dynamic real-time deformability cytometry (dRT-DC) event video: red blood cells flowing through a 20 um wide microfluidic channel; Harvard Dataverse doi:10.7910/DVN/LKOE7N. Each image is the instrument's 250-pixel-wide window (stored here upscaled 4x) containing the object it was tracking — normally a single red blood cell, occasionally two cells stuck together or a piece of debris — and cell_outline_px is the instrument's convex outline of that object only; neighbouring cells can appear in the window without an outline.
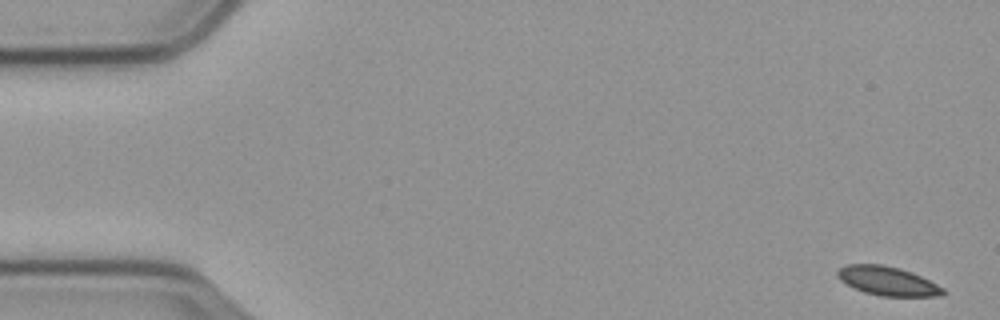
{"species": "common noctule bat (a hibernating species)", "species_latin": "Nyctalus noctula", "temperature_condition": "cold", "stored_images_in_passage": 58, "camera_frame_rate_fps": 3000, "um_per_image_px": 0.085, "animal": {"sex": "male", "body_mass_g": 23.1, "forearm_length_mm": 52.7}, "frame": {"image": 1, "passage_image": 1, "time_ms": 0.0, "image_size_px": [1000, 320], "cell_outline_px": [[948, 292], [944, 296], [880, 296], [864, 292], [840, 280], [836, 276], [836, 272], [840, 268], [848, 264], [880, 264], [900, 268], [912, 272], [944, 288]], "centroid_in_image_um": [75.47, 23.89], "position_along_channel_um": 9.5, "area_um2": 17.8}}
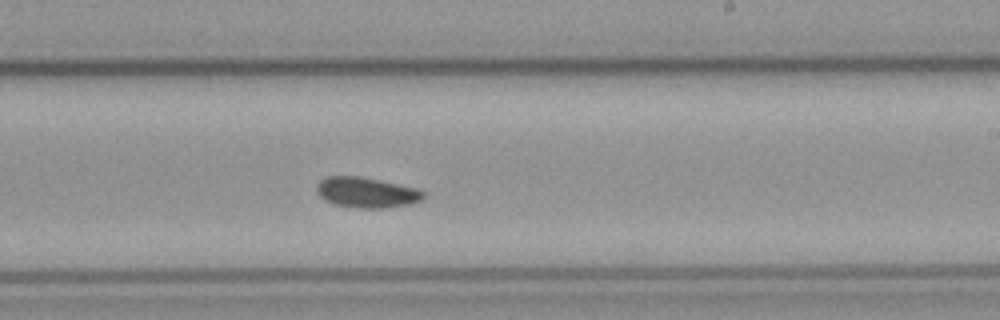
{"frame": {"image": 2, "passage_image": 34, "time_ms": 11.0, "image_size_px": [1000, 320], "cell_outline_px": [[424, 200], [412, 204], [384, 208], [356, 208], [336, 204], [324, 200], [316, 192], [316, 184], [320, 180], [328, 176], [360, 176], [380, 180], [416, 188], [424, 192]], "centroid_in_image_um": [31.16, 16.36], "position_along_channel_um": 257.8, "area_um2": 19.07}}
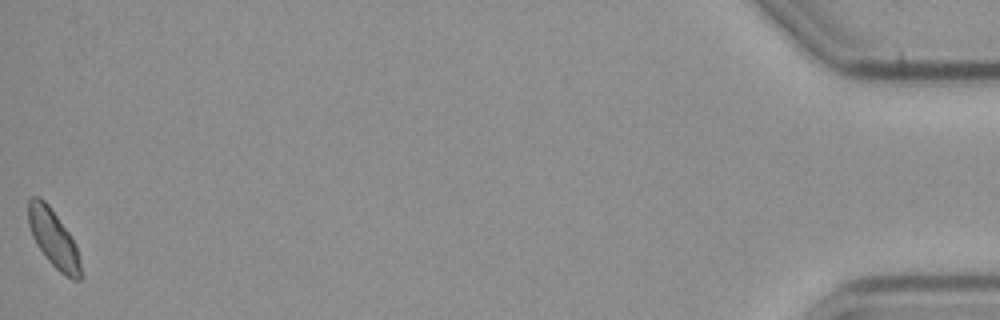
{"frame": {"image": 3, "passage_image": 58, "time_ms": 19.0, "image_size_px": [1000, 320], "cell_outline_px": [[84, 276], [80, 280], [72, 280], [64, 276], [48, 260], [36, 244], [32, 236], [28, 224], [28, 200], [32, 196], [40, 196], [48, 204], [72, 236], [76, 248]], "centroid_in_image_um": [4.56, 20.3], "position_along_channel_um": 430.6, "area_um2": 17.8}}